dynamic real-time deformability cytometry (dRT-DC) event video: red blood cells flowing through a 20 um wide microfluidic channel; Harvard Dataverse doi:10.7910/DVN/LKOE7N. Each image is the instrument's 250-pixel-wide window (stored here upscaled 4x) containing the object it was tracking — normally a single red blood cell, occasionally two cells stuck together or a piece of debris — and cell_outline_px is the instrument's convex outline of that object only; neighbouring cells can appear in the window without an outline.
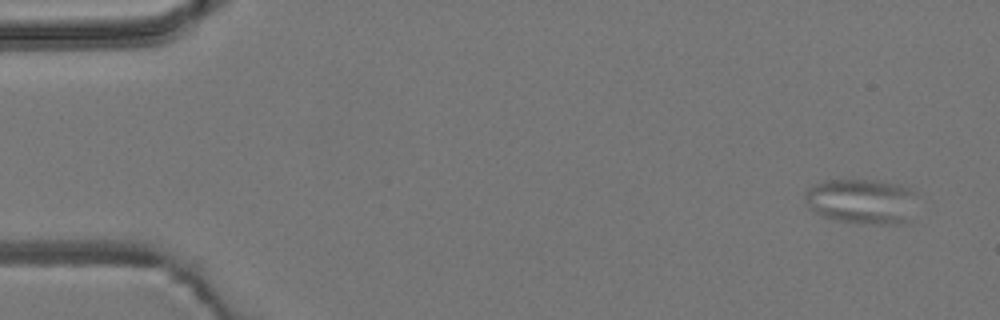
{"species": "common noctule bat (a hibernating species)", "species_latin": "Nyctalus noctula", "temperature_condition": "room temperature", "stored_images_in_passage": 3, "camera_frame_rate_fps": 3000, "um_per_image_px": 0.085, "animal": {"sex": "male", "body_mass_g": 19.2, "forearm_length_mm": 51.8}, "frame": {"image": 1, "passage_image": 3, "time_ms": 2.333, "image_size_px": [1000, 320], "cell_outline_px": [[912, 192], [908, 220], [900, 224], [872, 224], [836, 220], [820, 216], [808, 208], [804, 196], [804, 192], [808, 188], [824, 180], [876, 180], [900, 184], [908, 188]], "centroid_in_image_um": [73.12, 17.1], "position_along_channel_um": 11.9, "area_um2": 29.07}}